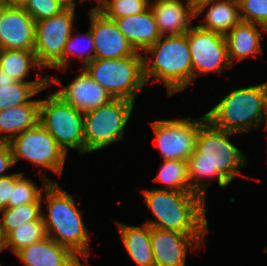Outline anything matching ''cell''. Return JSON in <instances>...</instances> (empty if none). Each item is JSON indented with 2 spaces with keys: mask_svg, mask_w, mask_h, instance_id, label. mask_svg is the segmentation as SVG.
Segmentation results:
<instances>
[{
  "mask_svg": "<svg viewBox=\"0 0 267 266\" xmlns=\"http://www.w3.org/2000/svg\"><path fill=\"white\" fill-rule=\"evenodd\" d=\"M207 121L206 115L199 119L182 118L156 120L151 123L156 144L163 160H184L196 150L199 128Z\"/></svg>",
  "mask_w": 267,
  "mask_h": 266,
  "instance_id": "11",
  "label": "cell"
},
{
  "mask_svg": "<svg viewBox=\"0 0 267 266\" xmlns=\"http://www.w3.org/2000/svg\"><path fill=\"white\" fill-rule=\"evenodd\" d=\"M35 25L22 6L0 4V50H34Z\"/></svg>",
  "mask_w": 267,
  "mask_h": 266,
  "instance_id": "14",
  "label": "cell"
},
{
  "mask_svg": "<svg viewBox=\"0 0 267 266\" xmlns=\"http://www.w3.org/2000/svg\"><path fill=\"white\" fill-rule=\"evenodd\" d=\"M21 6L35 22L56 16L66 8L60 0H25Z\"/></svg>",
  "mask_w": 267,
  "mask_h": 266,
  "instance_id": "33",
  "label": "cell"
},
{
  "mask_svg": "<svg viewBox=\"0 0 267 266\" xmlns=\"http://www.w3.org/2000/svg\"><path fill=\"white\" fill-rule=\"evenodd\" d=\"M236 132L214 127L208 120L199 128L196 150L188 159L191 189L206 202V187L202 178H216L220 188L227 187L247 164V157L229 137Z\"/></svg>",
  "mask_w": 267,
  "mask_h": 266,
  "instance_id": "1",
  "label": "cell"
},
{
  "mask_svg": "<svg viewBox=\"0 0 267 266\" xmlns=\"http://www.w3.org/2000/svg\"><path fill=\"white\" fill-rule=\"evenodd\" d=\"M83 35L87 40V45H88L87 50H82V51L80 50L81 42L79 43V41H80L79 37L77 35L73 36V32H72L71 36L69 37V39L67 40L66 45H65V49L63 52V69H60V70H66L67 69V67L69 66L68 60L72 59L71 56H73V57L78 56L79 58H81V60L83 61V64H84L83 67H85L88 63H90L94 59L95 47H94V41H93L92 34L90 32V29L86 34H83Z\"/></svg>",
  "mask_w": 267,
  "mask_h": 266,
  "instance_id": "31",
  "label": "cell"
},
{
  "mask_svg": "<svg viewBox=\"0 0 267 266\" xmlns=\"http://www.w3.org/2000/svg\"><path fill=\"white\" fill-rule=\"evenodd\" d=\"M81 70L69 85L63 86L55 93L81 112L106 105L114 99L83 67Z\"/></svg>",
  "mask_w": 267,
  "mask_h": 266,
  "instance_id": "16",
  "label": "cell"
},
{
  "mask_svg": "<svg viewBox=\"0 0 267 266\" xmlns=\"http://www.w3.org/2000/svg\"><path fill=\"white\" fill-rule=\"evenodd\" d=\"M114 21L136 52L144 53L162 36L150 7L143 13Z\"/></svg>",
  "mask_w": 267,
  "mask_h": 266,
  "instance_id": "18",
  "label": "cell"
},
{
  "mask_svg": "<svg viewBox=\"0 0 267 266\" xmlns=\"http://www.w3.org/2000/svg\"><path fill=\"white\" fill-rule=\"evenodd\" d=\"M152 1H149V4H157V3H161V2H183V0H154L152 3ZM187 4H190V0H187L186 2Z\"/></svg>",
  "mask_w": 267,
  "mask_h": 266,
  "instance_id": "40",
  "label": "cell"
},
{
  "mask_svg": "<svg viewBox=\"0 0 267 266\" xmlns=\"http://www.w3.org/2000/svg\"><path fill=\"white\" fill-rule=\"evenodd\" d=\"M82 1H87V0H80V2ZM96 1L98 2L99 7L98 6L93 7L89 11V13H101L103 11L106 0H96Z\"/></svg>",
  "mask_w": 267,
  "mask_h": 266,
  "instance_id": "37",
  "label": "cell"
},
{
  "mask_svg": "<svg viewBox=\"0 0 267 266\" xmlns=\"http://www.w3.org/2000/svg\"><path fill=\"white\" fill-rule=\"evenodd\" d=\"M267 99V82L230 91L205 115L216 128L246 133L262 126Z\"/></svg>",
  "mask_w": 267,
  "mask_h": 266,
  "instance_id": "5",
  "label": "cell"
},
{
  "mask_svg": "<svg viewBox=\"0 0 267 266\" xmlns=\"http://www.w3.org/2000/svg\"><path fill=\"white\" fill-rule=\"evenodd\" d=\"M265 125V130H267V99H266V108H265V114H264V119L263 123Z\"/></svg>",
  "mask_w": 267,
  "mask_h": 266,
  "instance_id": "43",
  "label": "cell"
},
{
  "mask_svg": "<svg viewBox=\"0 0 267 266\" xmlns=\"http://www.w3.org/2000/svg\"><path fill=\"white\" fill-rule=\"evenodd\" d=\"M74 13L73 8L66 7L56 16L36 22L34 52L41 68L63 69V52L74 29Z\"/></svg>",
  "mask_w": 267,
  "mask_h": 266,
  "instance_id": "9",
  "label": "cell"
},
{
  "mask_svg": "<svg viewBox=\"0 0 267 266\" xmlns=\"http://www.w3.org/2000/svg\"><path fill=\"white\" fill-rule=\"evenodd\" d=\"M14 164L25 159L38 167L61 174L66 153L58 146L53 136L38 123L14 137L10 142Z\"/></svg>",
  "mask_w": 267,
  "mask_h": 266,
  "instance_id": "10",
  "label": "cell"
},
{
  "mask_svg": "<svg viewBox=\"0 0 267 266\" xmlns=\"http://www.w3.org/2000/svg\"><path fill=\"white\" fill-rule=\"evenodd\" d=\"M44 192L46 198L42 197V200L47 202L48 216L42 213V219L47 236L88 262L89 234L72 195L53 181Z\"/></svg>",
  "mask_w": 267,
  "mask_h": 266,
  "instance_id": "3",
  "label": "cell"
},
{
  "mask_svg": "<svg viewBox=\"0 0 267 266\" xmlns=\"http://www.w3.org/2000/svg\"><path fill=\"white\" fill-rule=\"evenodd\" d=\"M89 20L95 47L94 58L121 59L136 53L114 20L102 13H89Z\"/></svg>",
  "mask_w": 267,
  "mask_h": 266,
  "instance_id": "15",
  "label": "cell"
},
{
  "mask_svg": "<svg viewBox=\"0 0 267 266\" xmlns=\"http://www.w3.org/2000/svg\"><path fill=\"white\" fill-rule=\"evenodd\" d=\"M39 174L43 183V187L40 189L35 183L24 177V173H15V185L12 189V198L9 200V207L41 202L42 192L51 180L46 177L44 172L42 173V170L39 171Z\"/></svg>",
  "mask_w": 267,
  "mask_h": 266,
  "instance_id": "29",
  "label": "cell"
},
{
  "mask_svg": "<svg viewBox=\"0 0 267 266\" xmlns=\"http://www.w3.org/2000/svg\"><path fill=\"white\" fill-rule=\"evenodd\" d=\"M121 240L129 256L138 266H155L151 245V227L129 226L116 222Z\"/></svg>",
  "mask_w": 267,
  "mask_h": 266,
  "instance_id": "24",
  "label": "cell"
},
{
  "mask_svg": "<svg viewBox=\"0 0 267 266\" xmlns=\"http://www.w3.org/2000/svg\"><path fill=\"white\" fill-rule=\"evenodd\" d=\"M16 80H14L12 77L7 75L6 72L0 67V83H14Z\"/></svg>",
  "mask_w": 267,
  "mask_h": 266,
  "instance_id": "36",
  "label": "cell"
},
{
  "mask_svg": "<svg viewBox=\"0 0 267 266\" xmlns=\"http://www.w3.org/2000/svg\"><path fill=\"white\" fill-rule=\"evenodd\" d=\"M14 164L12 149L9 142L0 141V177L7 176L5 171Z\"/></svg>",
  "mask_w": 267,
  "mask_h": 266,
  "instance_id": "35",
  "label": "cell"
},
{
  "mask_svg": "<svg viewBox=\"0 0 267 266\" xmlns=\"http://www.w3.org/2000/svg\"><path fill=\"white\" fill-rule=\"evenodd\" d=\"M0 67L18 82H49V86L52 83L63 86L61 80L52 75L51 78L49 75L45 78L39 75L36 80L27 81L30 68L42 69L36 60L34 50L2 49L0 50Z\"/></svg>",
  "mask_w": 267,
  "mask_h": 266,
  "instance_id": "23",
  "label": "cell"
},
{
  "mask_svg": "<svg viewBox=\"0 0 267 266\" xmlns=\"http://www.w3.org/2000/svg\"><path fill=\"white\" fill-rule=\"evenodd\" d=\"M149 8V0H106L103 11L111 20L143 13Z\"/></svg>",
  "mask_w": 267,
  "mask_h": 266,
  "instance_id": "30",
  "label": "cell"
},
{
  "mask_svg": "<svg viewBox=\"0 0 267 266\" xmlns=\"http://www.w3.org/2000/svg\"><path fill=\"white\" fill-rule=\"evenodd\" d=\"M66 7H71L75 10L76 4L74 0H60Z\"/></svg>",
  "mask_w": 267,
  "mask_h": 266,
  "instance_id": "42",
  "label": "cell"
},
{
  "mask_svg": "<svg viewBox=\"0 0 267 266\" xmlns=\"http://www.w3.org/2000/svg\"><path fill=\"white\" fill-rule=\"evenodd\" d=\"M142 53L121 59H96L83 67L114 99L135 102L138 91L147 83Z\"/></svg>",
  "mask_w": 267,
  "mask_h": 266,
  "instance_id": "6",
  "label": "cell"
},
{
  "mask_svg": "<svg viewBox=\"0 0 267 266\" xmlns=\"http://www.w3.org/2000/svg\"><path fill=\"white\" fill-rule=\"evenodd\" d=\"M134 102L112 99L108 104L84 112L85 154L122 141Z\"/></svg>",
  "mask_w": 267,
  "mask_h": 266,
  "instance_id": "8",
  "label": "cell"
},
{
  "mask_svg": "<svg viewBox=\"0 0 267 266\" xmlns=\"http://www.w3.org/2000/svg\"><path fill=\"white\" fill-rule=\"evenodd\" d=\"M144 203L156 220L150 227L179 231L184 234H207L206 202L194 192L153 188L142 190Z\"/></svg>",
  "mask_w": 267,
  "mask_h": 266,
  "instance_id": "2",
  "label": "cell"
},
{
  "mask_svg": "<svg viewBox=\"0 0 267 266\" xmlns=\"http://www.w3.org/2000/svg\"><path fill=\"white\" fill-rule=\"evenodd\" d=\"M163 37L143 53L144 76L147 84L150 77L164 83L167 94L171 96L183 91L193 82V67L188 32L183 35L165 36L164 39Z\"/></svg>",
  "mask_w": 267,
  "mask_h": 266,
  "instance_id": "4",
  "label": "cell"
},
{
  "mask_svg": "<svg viewBox=\"0 0 267 266\" xmlns=\"http://www.w3.org/2000/svg\"><path fill=\"white\" fill-rule=\"evenodd\" d=\"M240 19L253 22L267 33V0H238Z\"/></svg>",
  "mask_w": 267,
  "mask_h": 266,
  "instance_id": "32",
  "label": "cell"
},
{
  "mask_svg": "<svg viewBox=\"0 0 267 266\" xmlns=\"http://www.w3.org/2000/svg\"><path fill=\"white\" fill-rule=\"evenodd\" d=\"M193 81L200 74L223 72L231 68L225 35L191 26L188 31Z\"/></svg>",
  "mask_w": 267,
  "mask_h": 266,
  "instance_id": "12",
  "label": "cell"
},
{
  "mask_svg": "<svg viewBox=\"0 0 267 266\" xmlns=\"http://www.w3.org/2000/svg\"><path fill=\"white\" fill-rule=\"evenodd\" d=\"M206 235L184 234L179 231L151 227L155 266H185L187 249L199 250L205 244Z\"/></svg>",
  "mask_w": 267,
  "mask_h": 266,
  "instance_id": "13",
  "label": "cell"
},
{
  "mask_svg": "<svg viewBox=\"0 0 267 266\" xmlns=\"http://www.w3.org/2000/svg\"><path fill=\"white\" fill-rule=\"evenodd\" d=\"M40 100L9 107L0 111V141L10 142L20 133L39 123ZM6 133V135H1Z\"/></svg>",
  "mask_w": 267,
  "mask_h": 266,
  "instance_id": "22",
  "label": "cell"
},
{
  "mask_svg": "<svg viewBox=\"0 0 267 266\" xmlns=\"http://www.w3.org/2000/svg\"><path fill=\"white\" fill-rule=\"evenodd\" d=\"M0 227L5 237L18 226L42 217V202H34L0 210Z\"/></svg>",
  "mask_w": 267,
  "mask_h": 266,
  "instance_id": "27",
  "label": "cell"
},
{
  "mask_svg": "<svg viewBox=\"0 0 267 266\" xmlns=\"http://www.w3.org/2000/svg\"><path fill=\"white\" fill-rule=\"evenodd\" d=\"M48 87L49 82L0 83V111L33 102L30 98Z\"/></svg>",
  "mask_w": 267,
  "mask_h": 266,
  "instance_id": "25",
  "label": "cell"
},
{
  "mask_svg": "<svg viewBox=\"0 0 267 266\" xmlns=\"http://www.w3.org/2000/svg\"><path fill=\"white\" fill-rule=\"evenodd\" d=\"M209 6V8H207ZM207 8V10H206ZM207 11L205 18L198 25L200 28L226 35L240 19L238 0H211L196 8V18Z\"/></svg>",
  "mask_w": 267,
  "mask_h": 266,
  "instance_id": "20",
  "label": "cell"
},
{
  "mask_svg": "<svg viewBox=\"0 0 267 266\" xmlns=\"http://www.w3.org/2000/svg\"><path fill=\"white\" fill-rule=\"evenodd\" d=\"M15 185V173L0 177V210L9 207L12 189Z\"/></svg>",
  "mask_w": 267,
  "mask_h": 266,
  "instance_id": "34",
  "label": "cell"
},
{
  "mask_svg": "<svg viewBox=\"0 0 267 266\" xmlns=\"http://www.w3.org/2000/svg\"><path fill=\"white\" fill-rule=\"evenodd\" d=\"M16 256L25 266H83L69 248L48 236L23 248Z\"/></svg>",
  "mask_w": 267,
  "mask_h": 266,
  "instance_id": "17",
  "label": "cell"
},
{
  "mask_svg": "<svg viewBox=\"0 0 267 266\" xmlns=\"http://www.w3.org/2000/svg\"><path fill=\"white\" fill-rule=\"evenodd\" d=\"M162 36L183 35L191 27V20L196 18V9L183 2H161L149 4Z\"/></svg>",
  "mask_w": 267,
  "mask_h": 266,
  "instance_id": "19",
  "label": "cell"
},
{
  "mask_svg": "<svg viewBox=\"0 0 267 266\" xmlns=\"http://www.w3.org/2000/svg\"><path fill=\"white\" fill-rule=\"evenodd\" d=\"M39 123L66 155L69 148L85 154L84 112L74 109L56 93L40 100Z\"/></svg>",
  "mask_w": 267,
  "mask_h": 266,
  "instance_id": "7",
  "label": "cell"
},
{
  "mask_svg": "<svg viewBox=\"0 0 267 266\" xmlns=\"http://www.w3.org/2000/svg\"><path fill=\"white\" fill-rule=\"evenodd\" d=\"M6 248V238L5 235L0 227V253L3 249Z\"/></svg>",
  "mask_w": 267,
  "mask_h": 266,
  "instance_id": "39",
  "label": "cell"
},
{
  "mask_svg": "<svg viewBox=\"0 0 267 266\" xmlns=\"http://www.w3.org/2000/svg\"><path fill=\"white\" fill-rule=\"evenodd\" d=\"M47 236L42 217L37 221L24 223L12 230L6 238V248L15 253L44 239Z\"/></svg>",
  "mask_w": 267,
  "mask_h": 266,
  "instance_id": "28",
  "label": "cell"
},
{
  "mask_svg": "<svg viewBox=\"0 0 267 266\" xmlns=\"http://www.w3.org/2000/svg\"><path fill=\"white\" fill-rule=\"evenodd\" d=\"M25 0H0V4L3 5H18L21 6V4L24 2Z\"/></svg>",
  "mask_w": 267,
  "mask_h": 266,
  "instance_id": "38",
  "label": "cell"
},
{
  "mask_svg": "<svg viewBox=\"0 0 267 266\" xmlns=\"http://www.w3.org/2000/svg\"><path fill=\"white\" fill-rule=\"evenodd\" d=\"M211 0H190V5H192L195 9L204 2Z\"/></svg>",
  "mask_w": 267,
  "mask_h": 266,
  "instance_id": "41",
  "label": "cell"
},
{
  "mask_svg": "<svg viewBox=\"0 0 267 266\" xmlns=\"http://www.w3.org/2000/svg\"><path fill=\"white\" fill-rule=\"evenodd\" d=\"M257 26L258 24L253 22L241 20L225 35L228 57L232 66L235 60L239 62L245 57H257L262 53V35Z\"/></svg>",
  "mask_w": 267,
  "mask_h": 266,
  "instance_id": "21",
  "label": "cell"
},
{
  "mask_svg": "<svg viewBox=\"0 0 267 266\" xmlns=\"http://www.w3.org/2000/svg\"><path fill=\"white\" fill-rule=\"evenodd\" d=\"M153 180L166 184L158 189L193 192L188 178V161L163 160L159 173Z\"/></svg>",
  "mask_w": 267,
  "mask_h": 266,
  "instance_id": "26",
  "label": "cell"
}]
</instances>
